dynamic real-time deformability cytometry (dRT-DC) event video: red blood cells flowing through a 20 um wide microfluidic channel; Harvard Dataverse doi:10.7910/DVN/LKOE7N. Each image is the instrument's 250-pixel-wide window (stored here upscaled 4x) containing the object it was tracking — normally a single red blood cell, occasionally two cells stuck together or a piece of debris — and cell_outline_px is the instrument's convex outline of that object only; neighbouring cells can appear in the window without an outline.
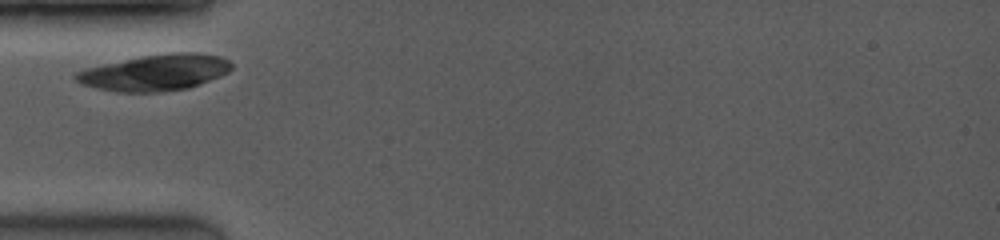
{"species": "common noctule bat (a hibernating species)", "species_latin": "Nyctalus noctula", "temperature_condition": "room temperature", "stored_images_in_passage": 4, "camera_frame_rate_fps": 3500, "um_per_image_px": 0.085, "animal": {"sex": "female", "body_mass_g": 19.0, "forearm_length_mm": 53.3}, "frame": {"image": 1, "passage_image": 1, "time_ms": 0.0, "image_size_px": [1000, 240], "cell_outline_px": [[232, 68], [228, 72], [220, 76], [200, 84], [188, 88], [156, 92], [116, 92], [96, 88], [84, 84], [76, 80], [72, 76], [76, 72], [84, 68], [140, 56], [168, 52], [200, 52], [220, 56], [228, 60], [232, 64]], "centroid_in_image_um": [13.19, 6.15], "position_along_channel_um": 71.8, "area_um2": 33.0}}
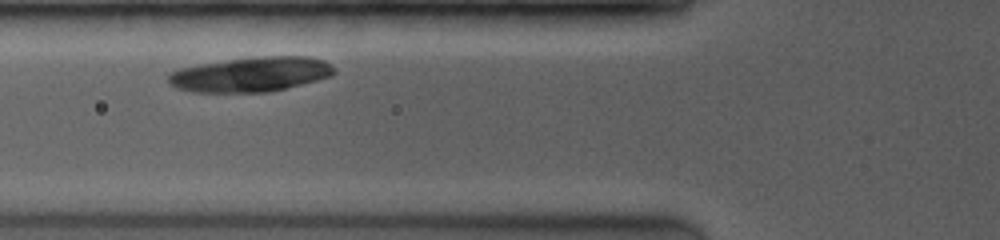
{"frame": {"image": 2, "passage_image": 3, "time_ms": 0.857, "image_size_px": [1000, 240], "cell_outline_px": [[336, 72], [332, 76], [268, 92], [192, 92], [176, 88], [168, 84], [168, 72], [180, 68], [200, 64], [256, 56], [308, 56], [324, 60]], "centroid_in_image_um": [21.27, 6.32], "position_along_channel_um": 104.5, "area_um2": 33.52}}